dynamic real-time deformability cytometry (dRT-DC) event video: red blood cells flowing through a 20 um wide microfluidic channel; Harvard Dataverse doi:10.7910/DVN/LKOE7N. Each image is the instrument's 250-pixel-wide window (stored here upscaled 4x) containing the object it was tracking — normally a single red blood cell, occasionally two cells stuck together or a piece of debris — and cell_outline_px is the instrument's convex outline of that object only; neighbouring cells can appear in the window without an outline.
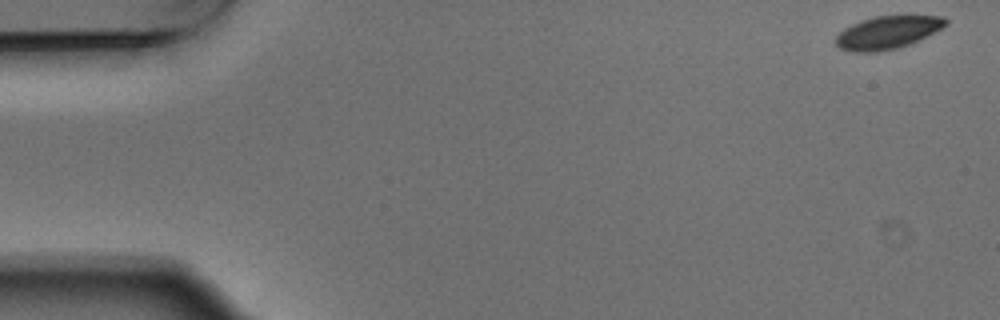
{"species": "Egyptian fruit bat (a non-hibernating species)", "species_latin": "Rousettus aegyptiacus", "temperature_condition": "warm", "stored_images_in_passage": 5, "camera_frame_rate_fps": 3000, "um_per_image_px": 0.085, "animal": {"sex": "male"}, "frame": {"image": 1, "passage_image": 1, "time_ms": 0.0, "image_size_px": [1000, 320], "cell_outline_px": [[948, 24], [908, 44], [896, 48], [876, 52], [848, 52], [840, 48], [836, 44], [836, 36], [844, 28], [860, 20], [876, 16], [904, 12], [908, 12], [944, 16], [948, 20]], "centroid_in_image_um": [75.47, 2.68], "position_along_channel_um": 9.5, "area_um2": 21.73}}